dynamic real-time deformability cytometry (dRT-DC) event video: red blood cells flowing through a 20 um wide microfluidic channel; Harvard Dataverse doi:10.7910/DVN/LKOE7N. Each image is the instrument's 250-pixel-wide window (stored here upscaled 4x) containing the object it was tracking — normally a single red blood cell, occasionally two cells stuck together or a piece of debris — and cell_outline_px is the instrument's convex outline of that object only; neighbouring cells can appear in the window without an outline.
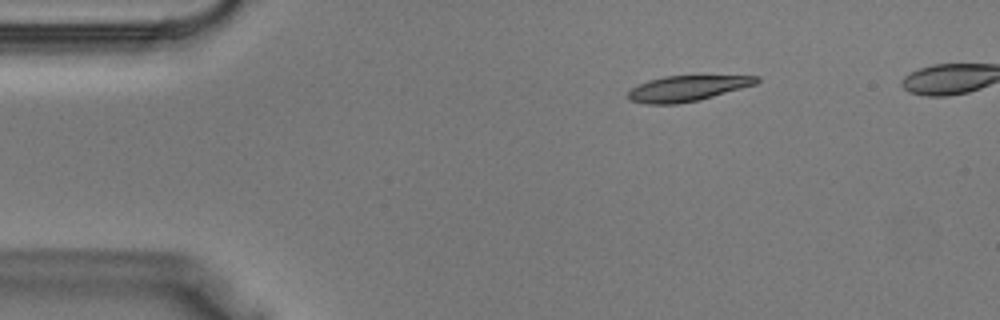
{"species": "Egyptian fruit bat (a non-hibernating species)", "species_latin": "Rousettus aegyptiacus", "temperature_condition": "warm", "stored_images_in_passage": 36, "camera_frame_rate_fps": 3000, "um_per_image_px": 0.085, "animal": {"sex": "male"}, "frame": {"image": 1, "passage_image": 6, "time_ms": 1.667, "image_size_px": [1000, 320], "cell_outline_px": [[760, 80], [756, 84], [700, 100], [676, 104], [644, 104], [628, 100], [628, 92], [632, 88], [648, 80], [664, 76], [760, 76]], "centroid_in_image_um": [58.39, 7.52], "position_along_channel_um": 26.6, "area_um2": 19.07}}
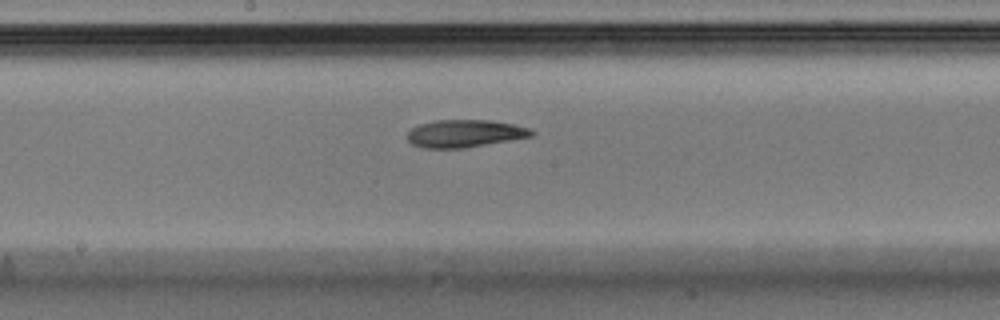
{"frame": {"image": 2, "passage_image": 20, "time_ms": 6.333, "image_size_px": [1000, 320], "cell_outline_px": [[536, 132], [532, 136], [464, 148], [424, 148], [412, 144], [408, 140], [408, 132], [412, 128], [420, 124], [436, 120], [492, 120], [516, 124], [528, 128]], "centroid_in_image_um": [39.52, 11.34], "position_along_channel_um": 208.7, "area_um2": 19.88}}
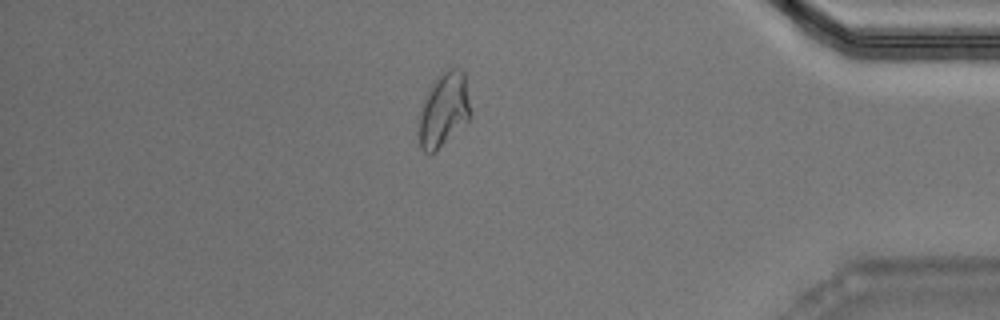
{"frame": {"image": 3, "passage_image": 33, "time_ms": 10.667, "image_size_px": [1000, 320], "cell_outline_px": [[472, 112], [468, 120], [432, 152], [424, 152], [420, 148], [420, 112], [424, 100], [436, 76], [440, 72], [448, 68], [460, 68], [464, 72]], "centroid_in_image_um": [37.75, 9.24], "position_along_channel_um": 397.4, "area_um2": 21.73}}